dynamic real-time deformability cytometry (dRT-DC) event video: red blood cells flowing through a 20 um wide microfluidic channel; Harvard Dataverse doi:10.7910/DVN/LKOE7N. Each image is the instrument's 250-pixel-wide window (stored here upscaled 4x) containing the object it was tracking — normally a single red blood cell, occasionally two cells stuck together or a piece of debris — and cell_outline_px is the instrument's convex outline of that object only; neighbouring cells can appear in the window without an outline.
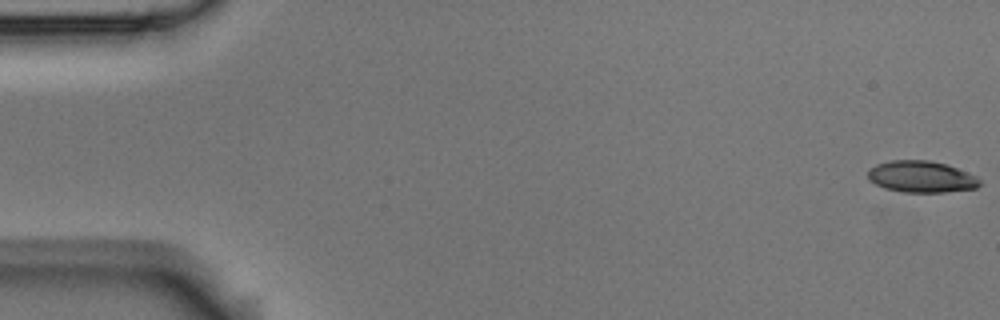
{"species": "Egyptian fruit bat (a non-hibernating species)", "species_latin": "Rousettus aegyptiacus", "temperature_condition": "room temperature", "stored_images_in_passage": 5, "camera_frame_rate_fps": 3000, "um_per_image_px": 0.085, "animal": {"sex": "male"}, "frame": {"image": 1, "passage_image": 1, "time_ms": 0.0, "image_size_px": [1000, 320], "cell_outline_px": [[980, 184], [976, 188], [944, 192], [904, 192], [884, 188], [868, 180], [868, 168], [876, 164], [892, 160], [928, 160], [948, 164], [976, 176], [980, 180]], "centroid_in_image_um": [78.29, 15.01], "position_along_channel_um": 6.7, "area_um2": 20.63}}
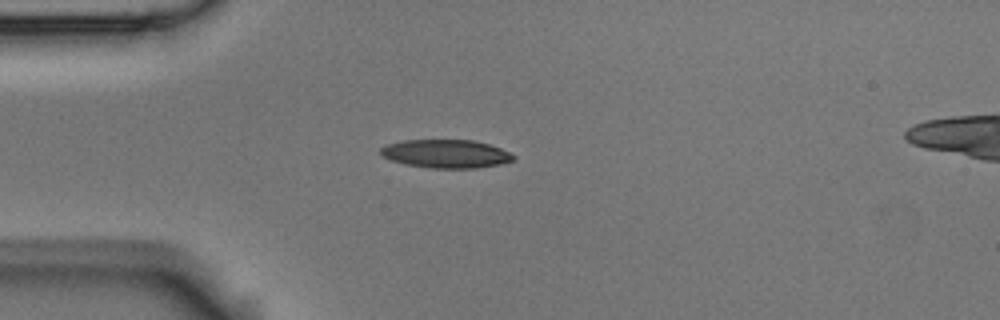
{"frame": {"image": 2, "passage_image": 5, "time_ms": 1.333, "image_size_px": [1000, 320], "cell_outline_px": [[516, 156], [512, 160], [500, 164], [476, 168], [432, 168], [404, 164], [380, 156], [380, 148], [388, 144], [400, 140], [472, 140], [488, 144], [500, 148]], "centroid_in_image_um": [37.87, 13.07], "position_along_channel_um": 47.1, "area_um2": 21.91}}